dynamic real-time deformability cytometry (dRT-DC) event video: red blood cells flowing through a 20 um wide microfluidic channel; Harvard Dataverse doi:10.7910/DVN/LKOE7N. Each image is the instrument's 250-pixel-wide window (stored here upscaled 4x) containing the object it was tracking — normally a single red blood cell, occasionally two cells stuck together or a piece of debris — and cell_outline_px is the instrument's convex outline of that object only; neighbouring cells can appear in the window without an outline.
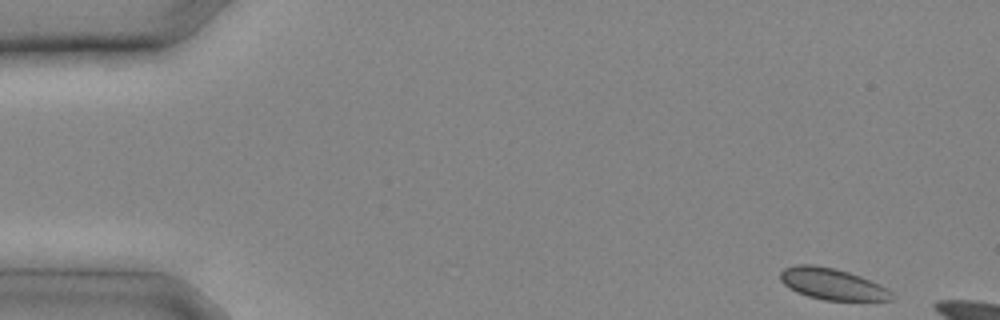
{"species": "common noctule bat (a hibernating species)", "species_latin": "Nyctalus noctula", "temperature_condition": "cold", "stored_images_in_passage": 5, "camera_frame_rate_fps": 3000, "um_per_image_px": 0.085, "animal": {"sex": "male", "body_mass_g": 20.4}, "frame": {"image": 1, "passage_image": 1, "time_ms": 0.0, "image_size_px": [1000, 320], "cell_outline_px": [[892, 300], [824, 300], [808, 296], [796, 292], [784, 284], [780, 280], [780, 272], [784, 268], [796, 264], [812, 264], [832, 268], [848, 272], [860, 276], [880, 284], [892, 292]], "centroid_in_image_um": [70.71, 24.13], "position_along_channel_um": 14.3, "area_um2": 20.23}}